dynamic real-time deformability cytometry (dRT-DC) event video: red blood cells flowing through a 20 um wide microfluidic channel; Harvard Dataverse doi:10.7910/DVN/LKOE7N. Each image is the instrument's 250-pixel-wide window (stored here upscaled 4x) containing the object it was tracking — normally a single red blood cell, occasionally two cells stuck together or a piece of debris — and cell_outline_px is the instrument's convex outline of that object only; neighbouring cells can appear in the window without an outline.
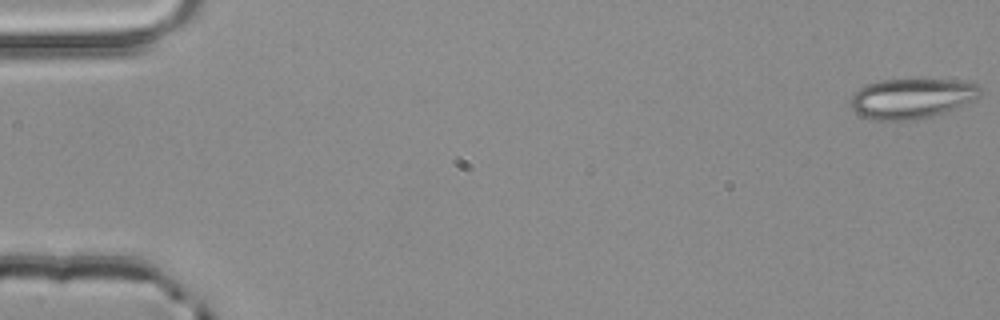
{"species": "common noctule bat (a hibernating species)", "species_latin": "Nyctalus noctula", "temperature_condition": "room temperature", "stored_images_in_passage": 4, "camera_frame_rate_fps": 3000, "um_per_image_px": 0.085, "animal": {"sex": "male", "body_mass_g": 20.4}, "frame": {"image": 1, "passage_image": 1, "time_ms": 0.0, "image_size_px": [1000, 320], "cell_outline_px": [[980, 96], [976, 100], [944, 112], [932, 116], [916, 120], [872, 120], [860, 116], [852, 108], [852, 96], [864, 84], [880, 80], [908, 76], [956, 80], [980, 84]], "centroid_in_image_um": [77.52, 8.31], "position_along_channel_um": 7.5, "area_um2": 31.39}}
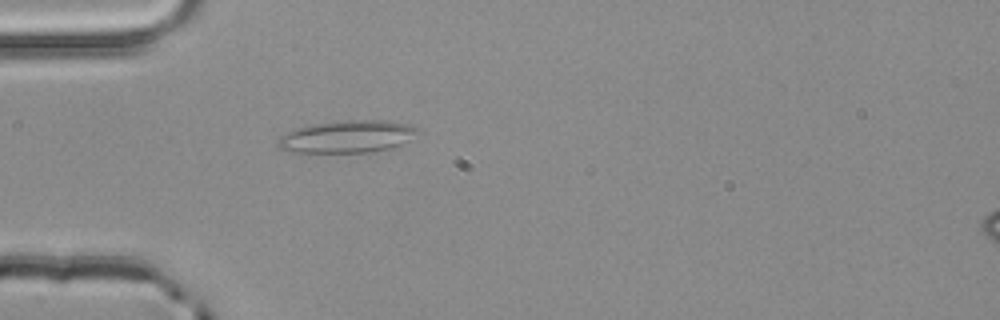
{"frame": {"image": 2, "passage_image": 4, "time_ms": 1.0, "image_size_px": [1000, 320], "cell_outline_px": [[416, 132], [408, 140], [392, 148], [368, 152], [296, 152], [280, 148], [276, 144], [280, 136], [296, 128], [308, 124], [348, 120], [384, 120], [408, 124], [416, 128]], "centroid_in_image_um": [29.47, 11.6], "position_along_channel_um": 55.5, "area_um2": 26.01}}